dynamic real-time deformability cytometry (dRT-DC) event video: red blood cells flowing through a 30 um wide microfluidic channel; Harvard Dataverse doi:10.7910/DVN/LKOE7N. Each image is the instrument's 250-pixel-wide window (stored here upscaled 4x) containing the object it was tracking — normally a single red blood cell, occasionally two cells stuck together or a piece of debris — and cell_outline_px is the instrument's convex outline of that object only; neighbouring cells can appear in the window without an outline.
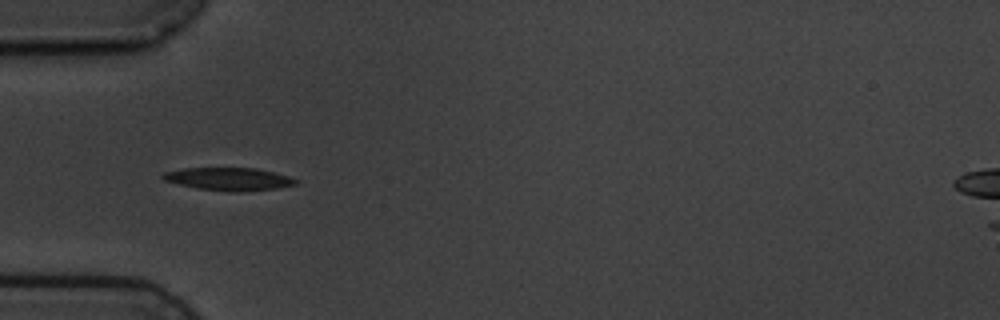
{"species": "common noctule bat (a hibernating species)", "species_latin": "Nyctalus noctula", "temperature_condition": "cold", "stored_images_in_passage": 8, "camera_frame_rate_fps": 3000, "um_per_image_px": 0.085, "animal": {"sex": "male", "body_mass_g": 19.5, "forearm_length_mm": 54.6}, "frame": {"image": 1, "passage_image": 4, "time_ms": 3.333, "image_size_px": [1000, 320], "cell_outline_px": [[300, 180], [296, 184], [276, 188], [240, 192], [232, 192], [200, 188], [180, 184], [164, 180], [160, 176], [164, 172], [184, 168], [256, 168], [288, 176]], "centroid_in_image_um": [19.46, 15.21], "position_along_channel_um": 65.5, "area_um2": 17.46}}
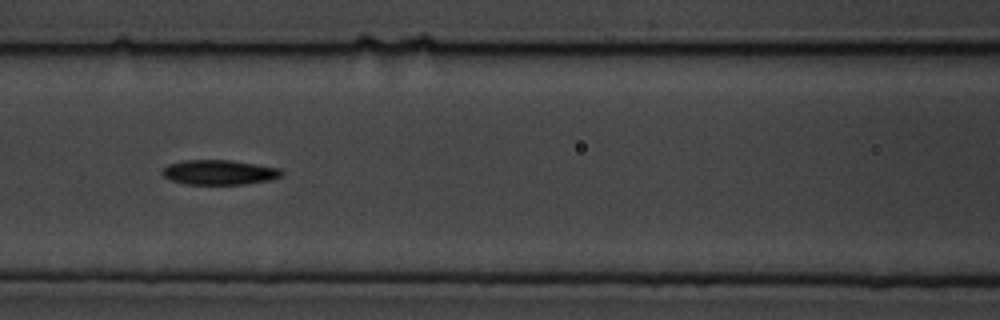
{"frame": {"image": 2, "passage_image": 6, "time_ms": 5.667, "image_size_px": [1000, 320], "cell_outline_px": [[284, 172], [280, 176], [268, 180], [244, 184], [184, 184], [172, 180], [164, 176], [160, 172], [168, 164], [184, 160], [232, 160], [280, 168]], "centroid_in_image_um": [18.62, 14.64], "position_along_channel_um": 148.0, "area_um2": 17.17}}
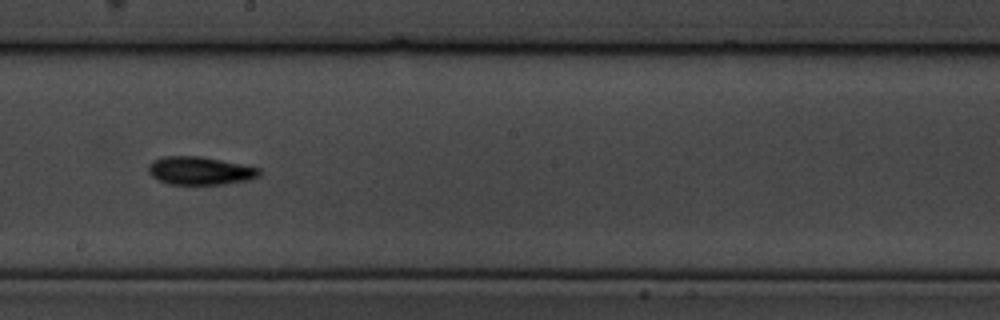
{"frame": {"image": 3, "passage_image": 8, "time_ms": 8.0, "image_size_px": [1000, 320], "cell_outline_px": [[260, 176], [248, 180], [224, 184], [168, 184], [152, 176], [148, 172], [148, 168], [152, 160], [164, 156], [200, 156], [260, 168]], "centroid_in_image_um": [16.99, 14.51], "position_along_channel_um": 231.2, "area_um2": 18.03}}